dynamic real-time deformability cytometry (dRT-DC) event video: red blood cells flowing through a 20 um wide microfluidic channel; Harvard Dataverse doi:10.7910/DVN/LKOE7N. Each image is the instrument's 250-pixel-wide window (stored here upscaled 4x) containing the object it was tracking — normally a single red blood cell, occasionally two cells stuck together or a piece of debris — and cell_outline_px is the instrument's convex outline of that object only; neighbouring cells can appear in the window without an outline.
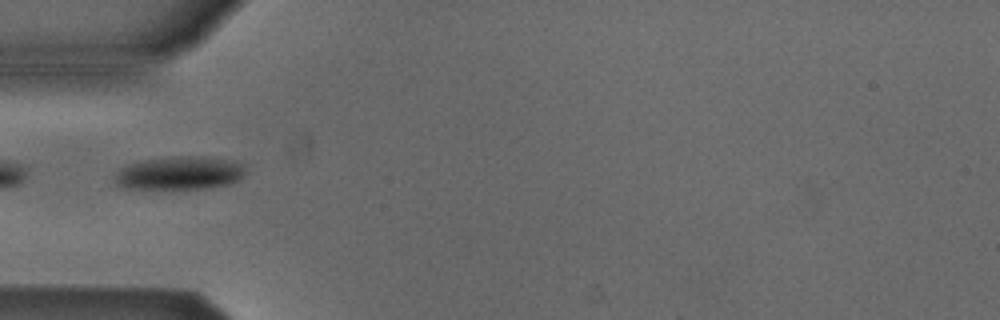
{"species": "Egyptian fruit bat (a non-hibernating species)", "species_latin": "Rousettus aegyptiacus", "temperature_condition": "cold", "stored_images_in_passage": 29, "camera_frame_rate_fps": 3000, "um_per_image_px": 0.085, "animal": {"sex": "male"}, "frame": {"image": 1, "passage_image": 1, "time_ms": 0.0, "image_size_px": [1000, 320], "cell_outline_px": [[248, 172], [240, 180], [228, 184], [208, 188], [172, 192], [128, 188], [116, 184], [116, 172], [120, 168], [144, 160], [172, 156], [204, 156], [232, 160], [244, 164]], "centroid_in_image_um": [15.33, 14.75], "position_along_channel_um": 69.7, "area_um2": 26.53}}
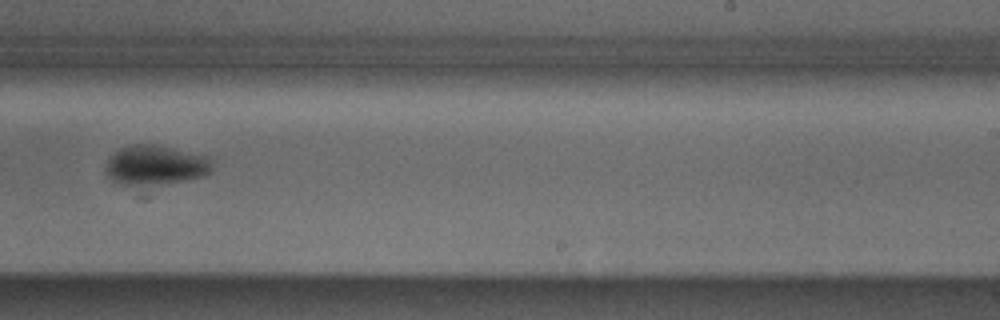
{"frame": {"image": 2, "passage_image": 17, "time_ms": 5.333, "image_size_px": [1000, 320], "cell_outline_px": [[212, 168], [204, 176], [148, 196], [140, 196], [112, 180], [108, 176], [104, 168], [108, 160], [120, 148], [132, 144], [152, 144], [208, 156], [212, 160]], "centroid_in_image_um": [13.18, 14.28], "position_along_channel_um": 275.8, "area_um2": 27.86}}